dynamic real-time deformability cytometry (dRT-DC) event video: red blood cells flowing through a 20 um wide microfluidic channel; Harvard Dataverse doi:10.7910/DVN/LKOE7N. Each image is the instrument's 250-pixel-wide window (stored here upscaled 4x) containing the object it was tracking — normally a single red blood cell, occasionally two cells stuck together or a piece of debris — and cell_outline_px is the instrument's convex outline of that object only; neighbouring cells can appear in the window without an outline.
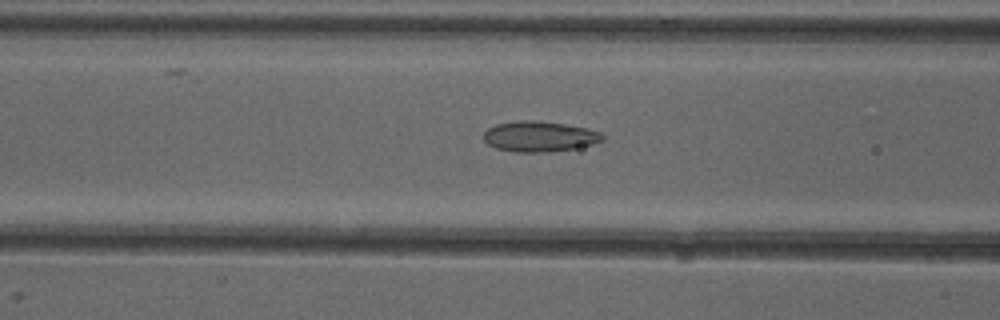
{"species": "common noctule bat (a hibernating species)", "species_latin": "Nyctalus noctula", "temperature_condition": "cold", "stored_images_in_passage": 52, "camera_frame_rate_fps": 3000, "um_per_image_px": 0.085, "animal": {"sex": "female"}, "frame": {"image": 1, "passage_image": 21, "time_ms": 6.667, "image_size_px": [1000, 320], "cell_outline_px": [[604, 140], [592, 144], [576, 148], [548, 152], [516, 152], [496, 148], [488, 144], [484, 140], [484, 132], [488, 128], [496, 124], [520, 120], [536, 120], [564, 124], [588, 128], [600, 132], [604, 136]], "centroid_in_image_um": [45.86, 11.6], "position_along_channel_um": 120.7, "area_um2": 21.15}}
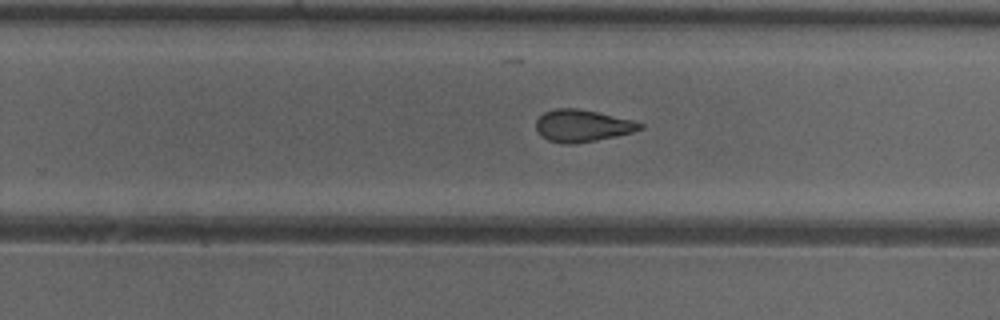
{"frame": {"image": 2, "passage_image": 33, "time_ms": 10.667, "image_size_px": [1000, 320], "cell_outline_px": [[644, 128], [632, 132], [616, 136], [576, 144], [564, 144], [548, 140], [540, 136], [536, 132], [536, 120], [544, 112], [556, 108], [576, 108], [636, 120], [644, 124]], "centroid_in_image_um": [49.5, 10.69], "position_along_channel_um": 280.3, "area_um2": 19.65}}
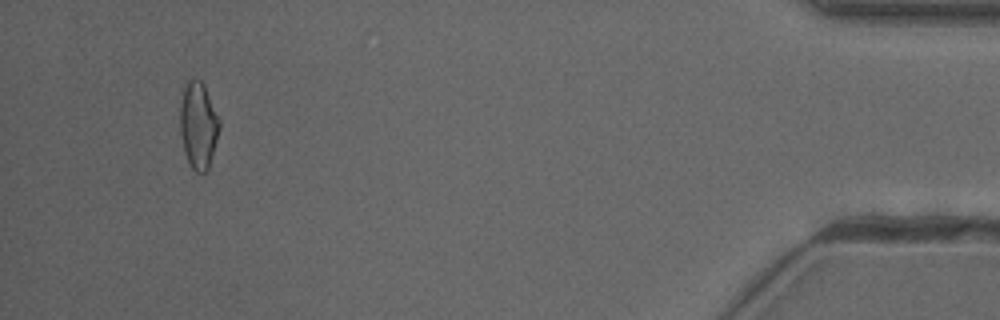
{"frame": {"image": 3, "passage_image": 49, "time_ms": 16.0, "image_size_px": [1000, 320], "cell_outline_px": [[220, 128], [208, 168], [204, 172], [196, 172], [188, 164], [184, 152], [180, 132], [180, 100], [184, 88], [188, 80], [196, 76], [204, 84], [220, 120]], "centroid_in_image_um": [16.84, 10.62], "position_along_channel_um": 418.4, "area_um2": 20.0}, "authors_computed_cell_mechanics": {"area_um2": 20.1722, "velocity_mm_per_s": 3.9952, "shape_relaxation_time_tau1_ms": null, "shape_relaxation_time_tau2_ms": 2.8252, "deformation_change_tau1": null, "deformation_change_tau2": 0.1052}}